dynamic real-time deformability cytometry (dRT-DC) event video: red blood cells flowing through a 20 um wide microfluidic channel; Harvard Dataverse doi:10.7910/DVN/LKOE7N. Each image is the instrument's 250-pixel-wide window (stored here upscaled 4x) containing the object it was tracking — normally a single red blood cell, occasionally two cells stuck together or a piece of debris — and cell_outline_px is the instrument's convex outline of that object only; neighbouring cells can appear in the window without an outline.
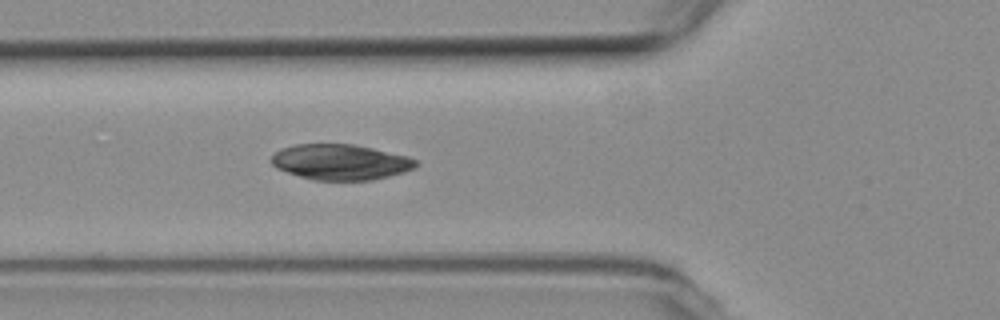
{"species": "common noctule bat (a hibernating species)", "species_latin": "Nyctalus noctula", "temperature_condition": "room temperature", "stored_images_in_passage": 3, "camera_frame_rate_fps": 3000, "um_per_image_px": 0.085, "animal": {"sex": "female", "body_mass_g": 19.3, "forearm_length_mm": 54.1}, "frame": {"image": 1, "passage_image": 3, "time_ms": 0.667, "image_size_px": [1000, 320], "cell_outline_px": [[416, 164], [412, 168], [404, 172], [372, 180], [312, 180], [276, 168], [272, 164], [272, 156], [280, 148], [296, 144], [356, 144], [408, 156], [416, 160]], "centroid_in_image_um": [28.93, 13.76], "position_along_channel_um": 96.9, "area_um2": 29.82}}